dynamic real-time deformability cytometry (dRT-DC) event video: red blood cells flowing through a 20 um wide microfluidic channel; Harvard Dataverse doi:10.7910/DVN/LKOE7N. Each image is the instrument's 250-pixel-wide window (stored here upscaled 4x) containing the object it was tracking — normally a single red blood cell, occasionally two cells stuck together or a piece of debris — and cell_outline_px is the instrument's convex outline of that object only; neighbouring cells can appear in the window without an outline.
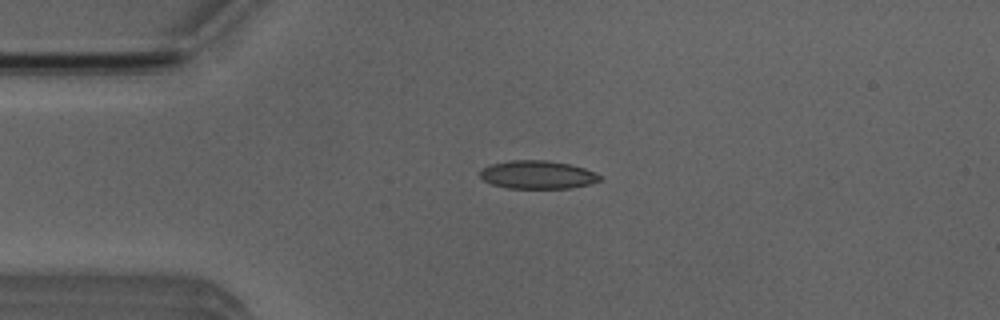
{"species": "Egyptian fruit bat (a non-hibernating species)", "species_latin": "Rousettus aegyptiacus", "temperature_condition": "room temperature", "stored_images_in_passage": 6, "camera_frame_rate_fps": 3000, "um_per_image_px": 0.085, "animal": {"sex": "male"}, "frame": {"image": 1, "passage_image": 3, "time_ms": 3.0, "image_size_px": [1000, 320], "cell_outline_px": [[600, 180], [588, 184], [568, 188], [508, 188], [492, 184], [484, 180], [480, 176], [480, 172], [484, 168], [492, 164], [508, 160], [548, 160], [568, 164], [584, 168], [600, 176]], "centroid_in_image_um": [45.66, 14.85], "position_along_channel_um": 39.3, "area_um2": 19.36}}